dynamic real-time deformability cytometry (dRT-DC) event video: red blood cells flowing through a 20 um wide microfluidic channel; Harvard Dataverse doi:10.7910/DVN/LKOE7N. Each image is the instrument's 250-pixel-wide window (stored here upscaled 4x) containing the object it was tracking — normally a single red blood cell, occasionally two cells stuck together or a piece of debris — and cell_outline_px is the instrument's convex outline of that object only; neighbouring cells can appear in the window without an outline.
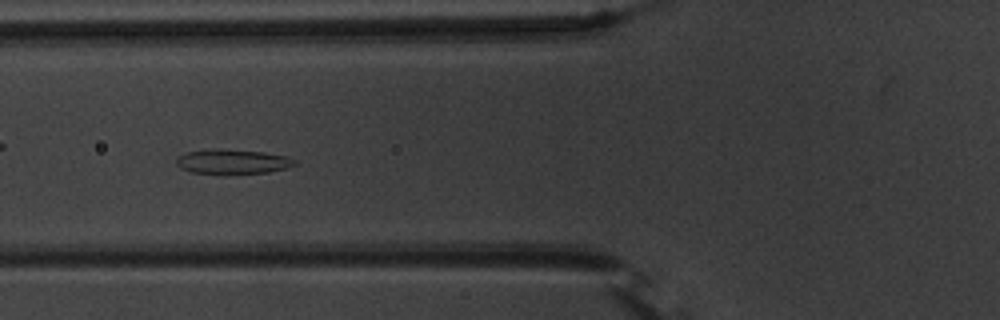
{"species": "common noctule bat (a hibernating species)", "species_latin": "Nyctalus noctula", "temperature_condition": "warm", "stored_images_in_passage": 54, "camera_frame_rate_fps": 3000, "um_per_image_px": 0.085, "animal": {"sex": "male", "body_mass_g": 20.1, "forearm_length_mm": 53.5}, "frame": {"image": 1, "passage_image": 21, "time_ms": 6.667, "image_size_px": [1000, 320], "cell_outline_px": [[296, 164], [288, 168], [268, 172], [220, 176], [192, 172], [180, 168], [176, 164], [176, 160], [184, 152], [212, 148], [216, 148], [264, 152], [288, 156], [296, 160]], "centroid_in_image_um": [19.75, 13.76], "position_along_channel_um": 106.0, "area_um2": 17.74}}
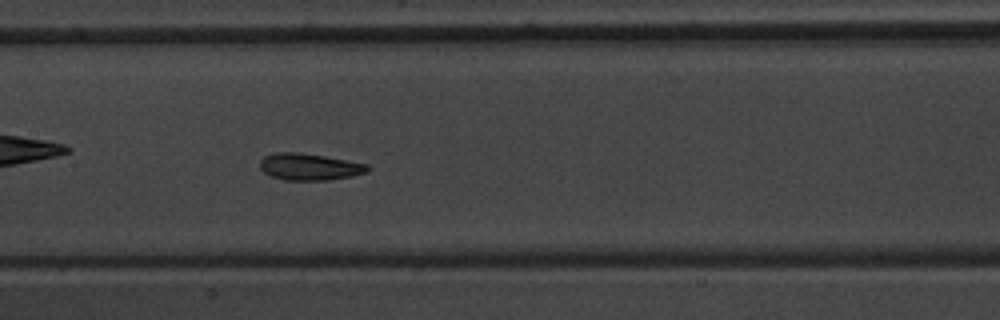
{"frame": {"image": 2, "passage_image": 27, "time_ms": 8.667, "image_size_px": [1000, 320], "cell_outline_px": [[368, 172], [352, 176], [328, 180], [284, 180], [272, 176], [264, 172], [260, 168], [260, 160], [264, 156], [276, 152], [300, 152], [324, 156], [368, 164]], "centroid_in_image_um": [26.29, 14.17], "position_along_channel_um": 181.1, "area_um2": 16.76}}
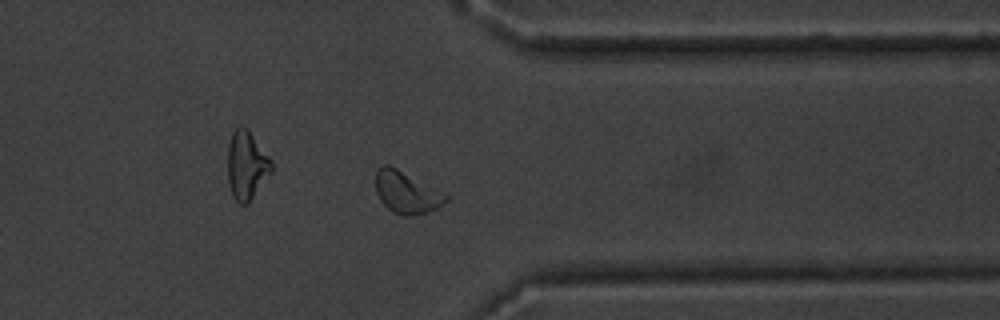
{"frame": {"image": 3, "passage_image": 43, "time_ms": 14.0, "image_size_px": [1000, 320], "cell_outline_px": [[452, 196], [448, 200], [436, 208], [428, 212], [408, 216], [404, 216], [392, 212], [380, 200], [376, 192], [376, 168], [384, 164], [388, 164], [448, 192]], "centroid_in_image_um": [34.61, 16.33], "position_along_channel_um": 376.8, "area_um2": 17.69}, "authors_computed_cell_mechanics": {"area_um2": 17.5134, "velocity_mm_per_s": 3.7348, "shape_relaxation_time_tau1_ms": 5.1971, "shape_relaxation_time_tau2_ms": 1.9023, "deformation_change_tau1": 0.1031, "deformation_change_tau2": 0.0922}}